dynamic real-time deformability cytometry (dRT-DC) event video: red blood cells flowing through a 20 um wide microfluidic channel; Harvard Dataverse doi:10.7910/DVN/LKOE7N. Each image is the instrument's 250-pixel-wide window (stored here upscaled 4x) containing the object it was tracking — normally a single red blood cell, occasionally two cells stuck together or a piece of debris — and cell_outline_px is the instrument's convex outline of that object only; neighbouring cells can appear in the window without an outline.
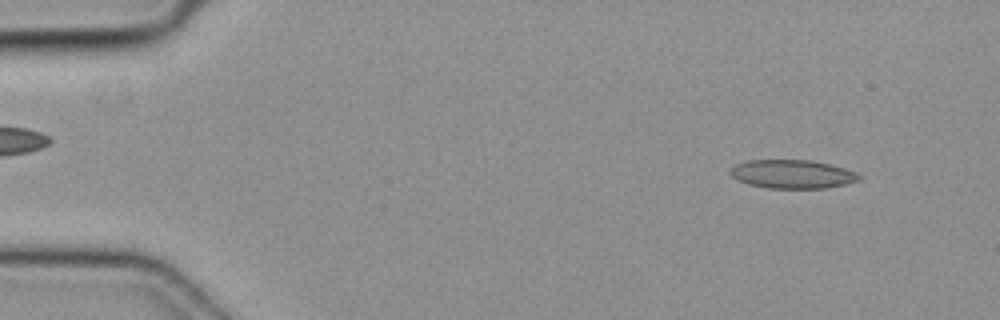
{"species": "common noctule bat (a hibernating species)", "species_latin": "Nyctalus noctula", "temperature_condition": "cold", "stored_images_in_passage": 12, "camera_frame_rate_fps": 3000, "um_per_image_px": 0.085, "animal": {"sex": "female", "body_mass_g": 19.3, "forearm_length_mm": 54.1}, "frame": {"image": 1, "passage_image": 4, "time_ms": 1.0, "image_size_px": [1000, 320], "cell_outline_px": [[864, 176], [860, 180], [844, 184], [824, 188], [768, 188], [748, 184], [736, 180], [728, 172], [736, 164], [748, 160], [812, 160], [844, 168], [856, 172]], "centroid_in_image_um": [67.35, 14.8], "position_along_channel_um": 17.7, "area_um2": 21.5}}